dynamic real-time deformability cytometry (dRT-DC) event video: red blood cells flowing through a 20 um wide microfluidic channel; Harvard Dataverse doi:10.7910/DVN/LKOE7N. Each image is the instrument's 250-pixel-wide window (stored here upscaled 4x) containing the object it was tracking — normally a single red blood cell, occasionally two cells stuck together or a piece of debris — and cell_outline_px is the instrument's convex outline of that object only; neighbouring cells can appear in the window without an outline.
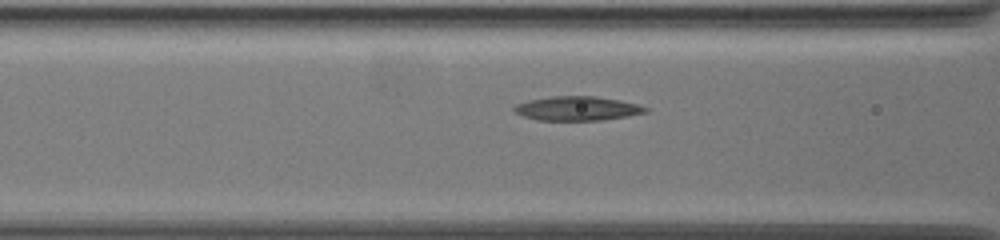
{"species": "common noctule bat (a hibernating species)", "species_latin": "Nyctalus noctula", "temperature_condition": "warm", "stored_images_in_passage": 29, "camera_frame_rate_fps": 3000, "um_per_image_px": 0.085, "animal": {"sex": "female", "body_mass_g": 19.5, "forearm_length_mm": 54.1}, "frame": {"image": 1, "passage_image": 7, "time_ms": 2.0, "image_size_px": [1000, 240], "cell_outline_px": [[648, 112], [628, 116], [600, 120], [536, 120], [524, 116], [516, 112], [512, 108], [516, 104], [528, 100], [552, 96], [596, 96], [620, 100], [636, 104], [648, 108]], "centroid_in_image_um": [49.06, 9.21], "position_along_channel_um": 117.5, "area_um2": 18.44}}
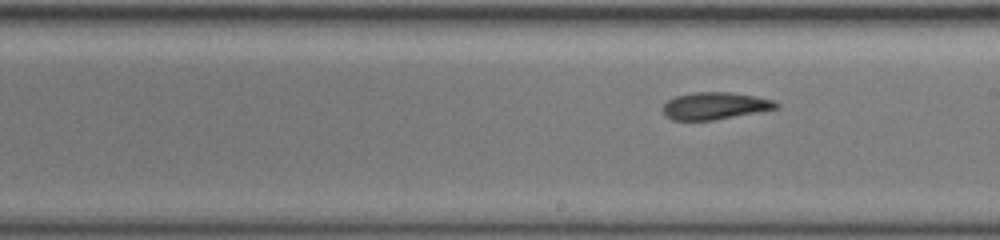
{"frame": {"image": 2, "passage_image": 16, "time_ms": 5.0, "image_size_px": [1000, 240], "cell_outline_px": [[780, 104], [776, 108], [712, 120], [672, 120], [664, 112], [664, 104], [668, 100], [676, 96], [692, 92], [728, 92], [756, 96], [772, 100]], "centroid_in_image_um": [60.75, 8.98], "position_along_channel_um": 228.3, "area_um2": 17.51}}
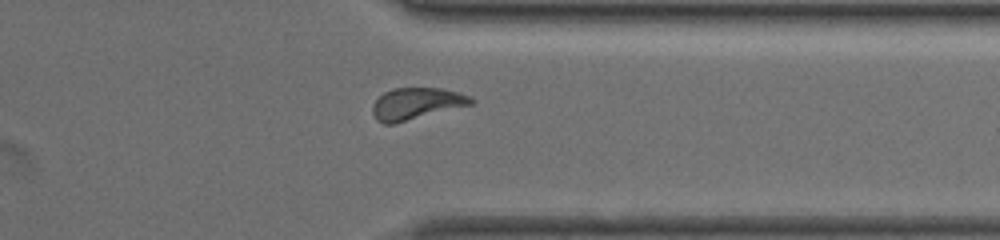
{"frame": {"image": 3, "passage_image": 28, "time_ms": 9.0, "image_size_px": [1000, 240], "cell_outline_px": [[476, 100], [472, 104], [392, 124], [384, 124], [376, 120], [372, 112], [372, 104], [384, 92], [392, 88], [440, 88], [460, 92], [472, 96]], "centroid_in_image_um": [35.39, 8.8], "position_along_channel_um": 376.0, "area_um2": 18.21}}